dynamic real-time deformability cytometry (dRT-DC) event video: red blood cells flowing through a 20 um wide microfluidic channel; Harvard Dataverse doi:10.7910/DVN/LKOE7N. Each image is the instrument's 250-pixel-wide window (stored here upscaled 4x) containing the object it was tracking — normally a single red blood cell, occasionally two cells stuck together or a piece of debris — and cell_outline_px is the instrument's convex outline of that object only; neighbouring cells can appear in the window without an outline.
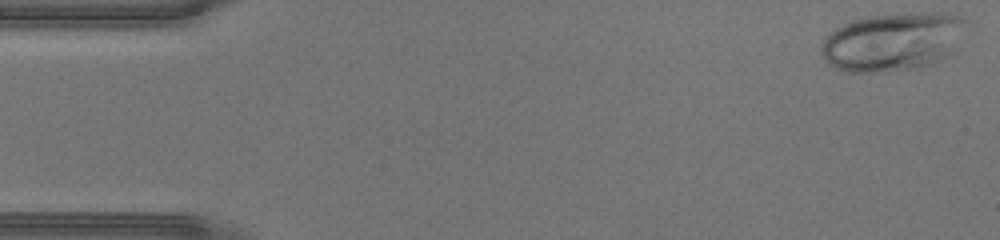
{"species": "human", "species_latin": "Homo sapiens", "temperature_condition": "warm", "stored_images_in_passage": 39, "camera_frame_rate_fps": 3000, "um_per_image_px": 0.085, "donor": {"sex": "male"}, "frame": {"image": 1, "passage_image": 1, "time_ms": 0.0, "image_size_px": [1000, 240], "cell_outline_px": [[968, 20], [948, 52], [940, 60], [932, 64], [916, 68], [868, 72], [848, 72], [836, 68], [828, 64], [824, 60], [820, 52], [820, 44], [824, 36], [828, 32], [852, 20], [868, 16], [932, 12], [936, 12], [956, 16]], "centroid_in_image_um": [75.75, 3.55], "position_along_channel_um": 9.3, "area_um2": 48.49}}
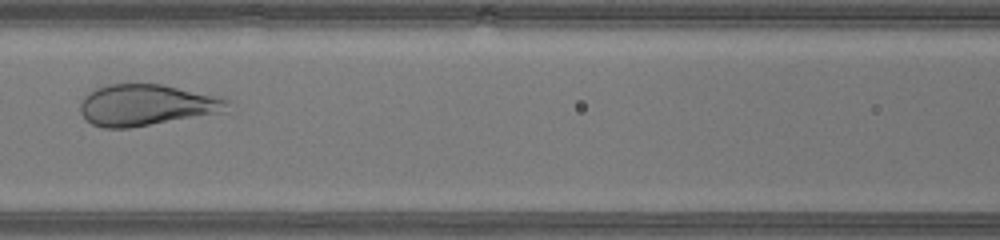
{"frame": {"image": 2, "passage_image": 19, "time_ms": 6.0, "image_size_px": [1000, 240], "cell_outline_px": [[232, 100], [228, 112], [128, 128], [104, 128], [92, 124], [84, 120], [80, 112], [80, 104], [84, 96], [88, 92], [96, 88], [108, 84], [160, 84], [224, 96]], "centroid_in_image_um": [12.53, 8.93], "position_along_channel_um": 154.1, "area_um2": 36.18}}
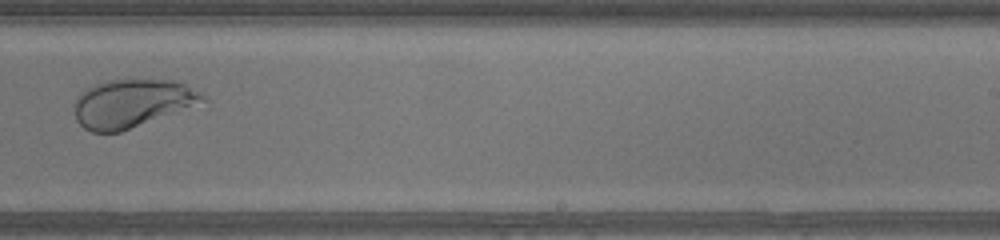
{"frame": {"image": 3, "passage_image": 27, "time_ms": 8.667, "image_size_px": [1000, 240], "cell_outline_px": [[208, 100], [120, 132], [92, 132], [84, 128], [76, 120], [72, 104], [76, 96], [80, 92], [96, 84], [108, 80], [172, 80], [184, 84], [208, 96]], "centroid_in_image_um": [11.16, 8.78], "position_along_channel_um": 277.8, "area_um2": 35.78}}